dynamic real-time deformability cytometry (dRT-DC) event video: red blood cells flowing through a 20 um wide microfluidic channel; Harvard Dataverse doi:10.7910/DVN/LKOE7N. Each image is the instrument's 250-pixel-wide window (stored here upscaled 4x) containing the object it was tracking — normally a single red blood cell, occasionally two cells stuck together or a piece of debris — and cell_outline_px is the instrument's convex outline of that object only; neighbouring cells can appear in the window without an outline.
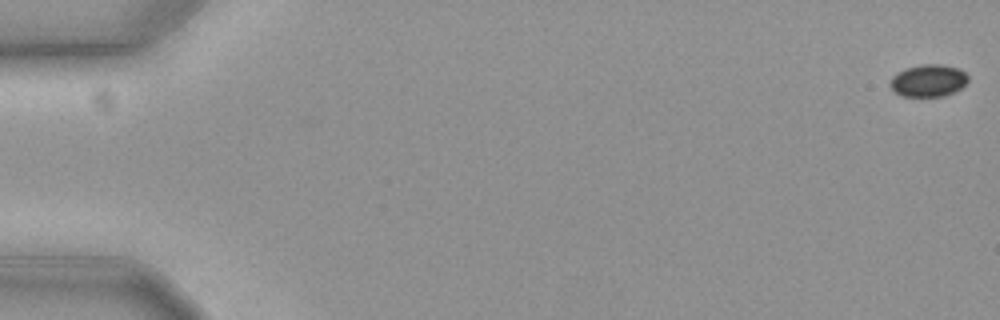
{"species": "common noctule bat (a hibernating species)", "species_latin": "Nyctalus noctula", "temperature_condition": "cold", "stored_images_in_passage": 55, "camera_frame_rate_fps": 3000, "um_per_image_px": 0.085, "animal": {"sex": "female", "body_mass_g": 19.3, "forearm_length_mm": 54.1}, "frame": {"image": 1, "passage_image": 1, "time_ms": 0.0, "image_size_px": [1000, 320], "cell_outline_px": [[968, 80], [960, 88], [944, 96], [900, 96], [892, 92], [888, 84], [892, 76], [896, 72], [904, 68], [920, 64], [940, 64], [960, 68], [968, 76]], "centroid_in_image_um": [78.84, 6.84], "position_along_channel_um": 6.2, "area_um2": 14.91}}
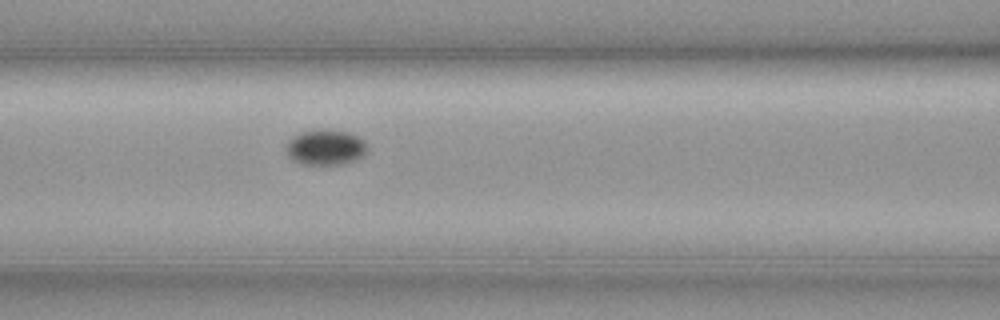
{"frame": {"image": 2, "passage_image": 26, "time_ms": 8.333, "image_size_px": [1000, 320], "cell_outline_px": [[368, 152], [364, 156], [356, 160], [344, 164], [300, 164], [292, 160], [288, 156], [284, 148], [288, 140], [292, 136], [300, 132], [324, 128], [348, 132], [360, 136], [364, 140], [368, 148]], "centroid_in_image_um": [27.67, 12.51], "position_along_channel_um": 138.9, "area_um2": 17.34}}
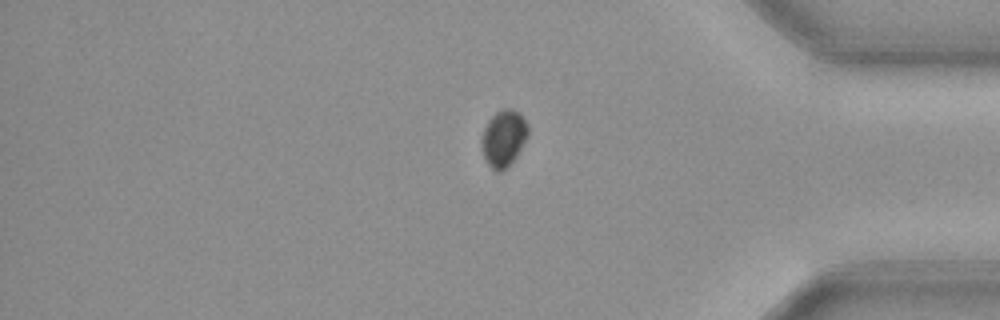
{"frame": {"image": 3, "passage_image": 49, "time_ms": 16.0, "image_size_px": [1000, 320], "cell_outline_px": [[528, 136], [516, 156], [500, 172], [496, 172], [488, 164], [484, 156], [484, 128], [488, 120], [496, 112], [504, 108], [508, 108], [520, 112], [528, 124]], "centroid_in_image_um": [42.85, 11.71], "position_along_channel_um": 392.3, "area_um2": 14.8}}